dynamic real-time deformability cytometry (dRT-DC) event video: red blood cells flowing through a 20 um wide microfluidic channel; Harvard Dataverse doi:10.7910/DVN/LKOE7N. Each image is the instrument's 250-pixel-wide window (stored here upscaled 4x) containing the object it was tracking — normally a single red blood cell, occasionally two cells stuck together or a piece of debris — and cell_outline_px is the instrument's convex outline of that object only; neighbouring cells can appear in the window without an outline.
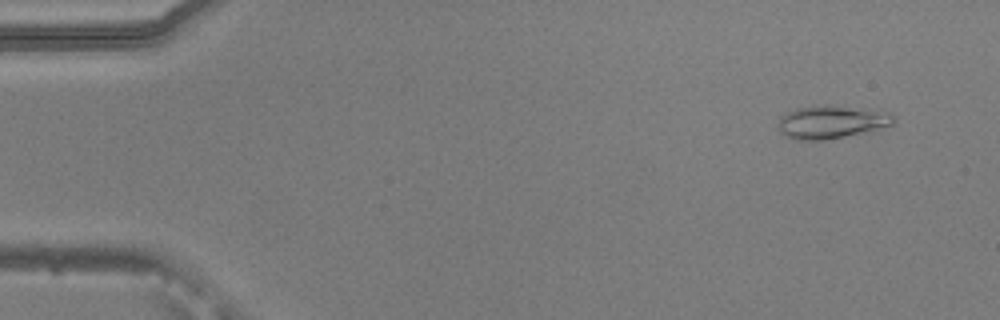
{"species": "common noctule bat (a hibernating species)", "species_latin": "Nyctalus noctula", "temperature_condition": "warm", "stored_images_in_passage": 10, "camera_frame_rate_fps": 3000, "um_per_image_px": 0.085, "animal": {"sex": "male", "body_mass_g": 20.5, "forearm_length_mm": 52.5}, "frame": {"image": 1, "passage_image": 4, "time_ms": 1.0, "image_size_px": [1000, 320], "cell_outline_px": [[896, 120], [892, 124], [844, 136], [824, 140], [796, 140], [784, 136], [780, 132], [776, 124], [780, 116], [784, 112], [796, 108], [828, 104], [896, 116]], "centroid_in_image_um": [70.47, 10.38], "position_along_channel_um": 14.5, "area_um2": 21.56}}